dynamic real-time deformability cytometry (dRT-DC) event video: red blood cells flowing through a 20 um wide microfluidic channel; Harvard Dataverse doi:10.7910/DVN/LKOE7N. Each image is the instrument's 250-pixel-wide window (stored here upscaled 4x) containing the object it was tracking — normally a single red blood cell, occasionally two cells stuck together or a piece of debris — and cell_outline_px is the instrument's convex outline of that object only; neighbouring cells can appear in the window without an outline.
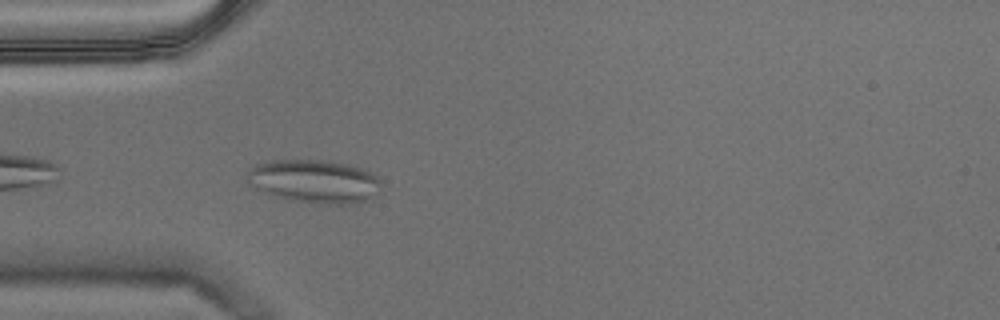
{"species": "Egyptian fruit bat (a non-hibernating species)", "species_latin": "Rousettus aegyptiacus", "temperature_condition": "warm", "stored_images_in_passage": 7, "camera_frame_rate_fps": 3000, "um_per_image_px": 0.085, "animal": {"sex": "male"}, "frame": {"image": 1, "passage_image": 3, "time_ms": 0.667, "image_size_px": [1000, 320], "cell_outline_px": [[380, 192], [372, 200], [356, 204], [316, 204], [288, 200], [272, 196], [248, 184], [248, 172], [256, 164], [268, 160], [328, 160], [352, 164], [364, 168], [372, 172], [380, 180]], "centroid_in_image_um": [26.79, 15.42], "position_along_channel_um": 58.2, "area_um2": 34.74}}